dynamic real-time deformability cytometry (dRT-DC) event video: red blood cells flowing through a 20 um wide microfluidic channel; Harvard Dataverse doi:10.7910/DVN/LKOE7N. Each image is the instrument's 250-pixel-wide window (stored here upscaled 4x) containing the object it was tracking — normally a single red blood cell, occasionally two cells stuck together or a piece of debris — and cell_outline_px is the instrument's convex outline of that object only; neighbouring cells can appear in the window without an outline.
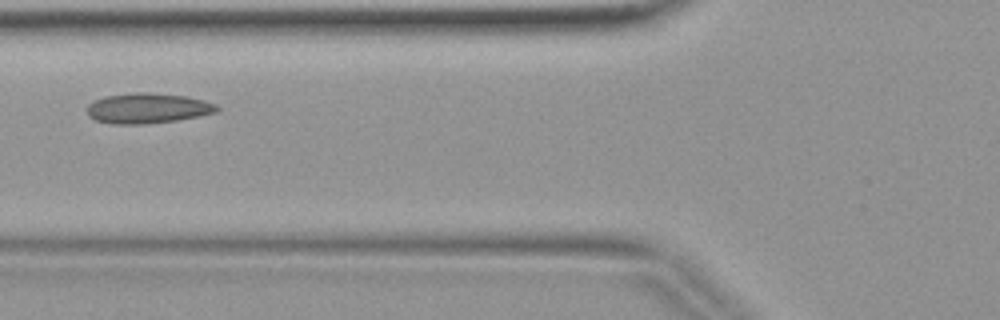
{"species": "common noctule bat (a hibernating species)", "species_latin": "Nyctalus noctula", "temperature_condition": "warm", "stored_images_in_passage": 3, "camera_frame_rate_fps": 3000, "um_per_image_px": 0.085, "animal": {"sex": "female", "body_mass_g": 19.9}, "frame": {"image": 1, "passage_image": 3, "time_ms": 0.667, "image_size_px": [1000, 320], "cell_outline_px": [[220, 108], [216, 112], [176, 120], [144, 124], [112, 124], [96, 120], [88, 116], [88, 104], [92, 100], [104, 96], [136, 92], [144, 92], [184, 96], [204, 100], [216, 104]], "centroid_in_image_um": [12.51, 9.2], "position_along_channel_um": 113.3, "area_um2": 22.77}}